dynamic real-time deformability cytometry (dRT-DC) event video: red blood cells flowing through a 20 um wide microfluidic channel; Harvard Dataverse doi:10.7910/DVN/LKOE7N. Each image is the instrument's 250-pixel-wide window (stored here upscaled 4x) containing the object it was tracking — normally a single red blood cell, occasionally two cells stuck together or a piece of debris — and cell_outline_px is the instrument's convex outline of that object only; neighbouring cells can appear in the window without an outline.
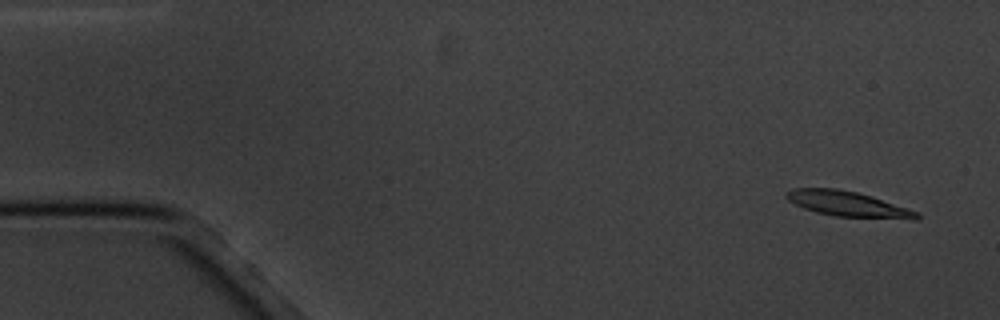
{"species": "common noctule bat (a hibernating species)", "species_latin": "Nyctalus noctula", "temperature_condition": "cold", "stored_images_in_passage": 10, "camera_frame_rate_fps": 3000, "um_per_image_px": 0.085, "animal": {"sex": "male", "body_mass_g": 20.1, "forearm_length_mm": 53.5}, "frame": {"image": 1, "passage_image": 1, "time_ms": 0.0, "image_size_px": [1000, 320], "cell_outline_px": [[920, 220], [912, 220], [836, 216], [816, 212], [804, 208], [788, 200], [784, 196], [784, 192], [792, 188], [836, 188], [856, 192], [872, 196], [920, 212]], "centroid_in_image_um": [72.11, 17.35], "position_along_channel_um": 12.9, "area_um2": 19.48}}
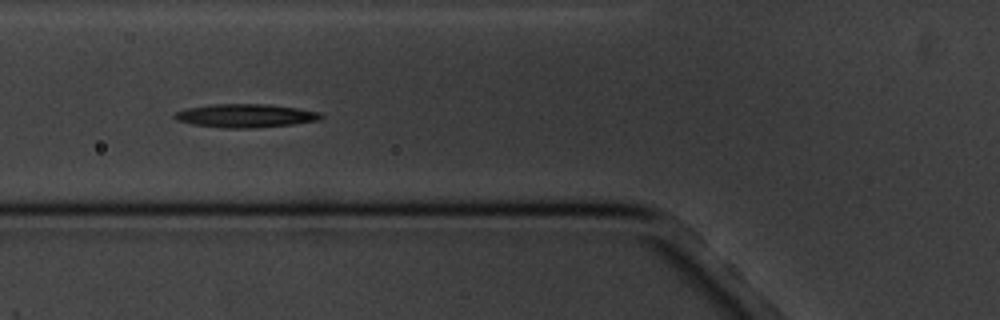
{"frame": {"image": 2, "passage_image": 6, "time_ms": 6.0, "image_size_px": [1000, 320], "cell_outline_px": [[324, 116], [320, 120], [292, 124], [256, 128], [224, 128], [192, 124], [176, 120], [172, 116], [176, 112], [188, 108], [216, 104], [268, 104], [296, 108], [320, 112]], "centroid_in_image_um": [20.88, 9.84], "position_along_channel_um": 104.9, "area_um2": 19.94}}
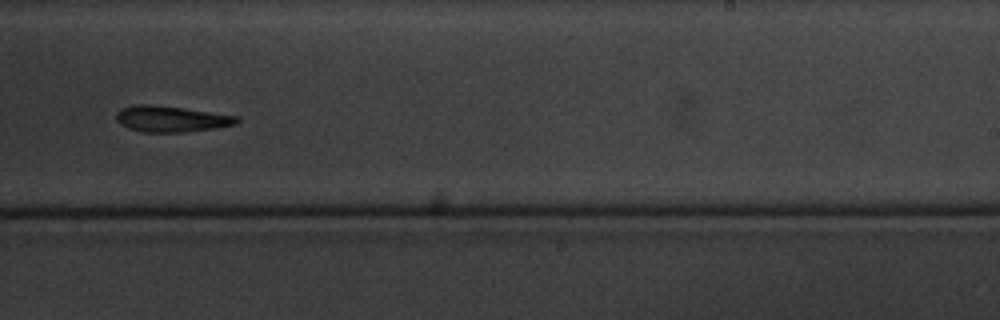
{"frame": {"image": 3, "passage_image": 10, "time_ms": 11.0, "image_size_px": [1000, 320], "cell_outline_px": [[240, 120], [236, 124], [212, 128], [184, 132], [140, 132], [128, 128], [120, 124], [116, 120], [116, 112], [120, 108], [132, 104], [148, 104], [180, 108], [240, 116]], "centroid_in_image_um": [14.49, 10.1], "position_along_channel_um": 274.5, "area_um2": 18.26}}